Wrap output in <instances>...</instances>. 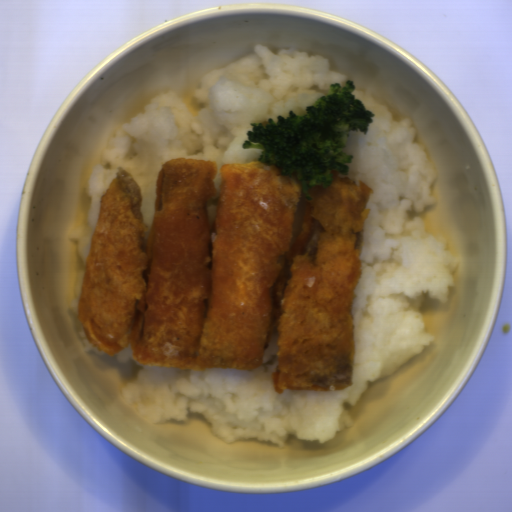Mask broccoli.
Segmentation results:
<instances>
[{
    "mask_svg": "<svg viewBox=\"0 0 512 512\" xmlns=\"http://www.w3.org/2000/svg\"><path fill=\"white\" fill-rule=\"evenodd\" d=\"M355 83L331 84L328 94L305 108L304 114L291 109L287 116L266 122H252L245 133L244 150H261L258 161L277 166L283 175L296 173L306 199L308 188L332 184L333 174H348L352 155L344 149L350 133H368L374 113L355 99Z\"/></svg>",
    "mask_w": 512,
    "mask_h": 512,
    "instance_id": "1",
    "label": "broccoli"
}]
</instances>
